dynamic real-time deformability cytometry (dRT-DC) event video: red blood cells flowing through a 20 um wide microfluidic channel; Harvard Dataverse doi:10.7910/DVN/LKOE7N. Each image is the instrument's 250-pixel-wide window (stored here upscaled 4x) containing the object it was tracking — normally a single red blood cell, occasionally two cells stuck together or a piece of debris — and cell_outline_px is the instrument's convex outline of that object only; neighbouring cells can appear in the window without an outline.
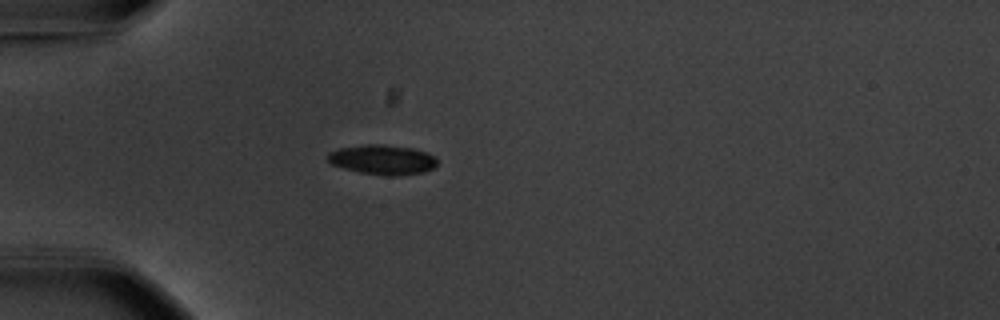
{"species": "common noctule bat (a hibernating species)", "species_latin": "Nyctalus noctula", "temperature_condition": "warm", "stored_images_in_passage": 40, "camera_frame_rate_fps": 3000, "um_per_image_px": 0.085, "animal": {"sex": "male", "body_mass_g": 20.1, "forearm_length_mm": 53.5}, "frame": {"image": 1, "passage_image": 1, "time_ms": 0.0, "image_size_px": [1000, 320], "cell_outline_px": [[436, 164], [432, 168], [424, 172], [396, 176], [388, 176], [360, 172], [344, 168], [332, 164], [328, 160], [328, 152], [340, 148], [368, 144], [380, 144], [412, 148], [428, 152], [436, 160]], "centroid_in_image_um": [32.51, 13.57], "position_along_channel_um": 52.5, "area_um2": 18.79}}
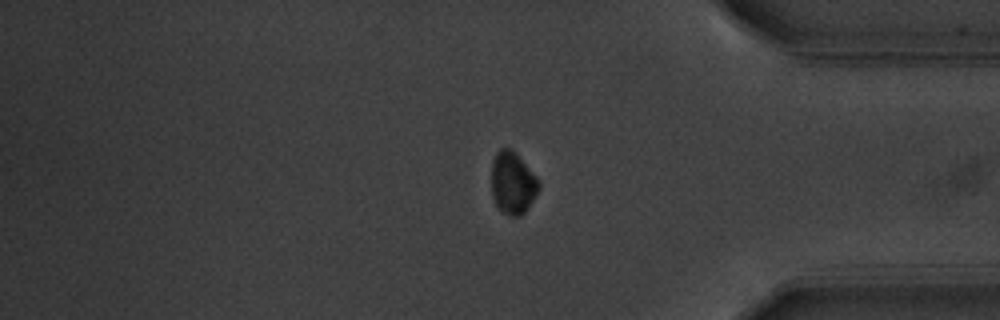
{"frame": {"image": 2, "passage_image": 31, "time_ms": 10.0, "image_size_px": [1000, 320], "cell_outline_px": [[540, 188], [524, 212], [520, 216], [508, 216], [496, 204], [492, 196], [492, 160], [496, 152], [500, 148], [508, 148], [540, 180]], "centroid_in_image_um": [43.56, 15.57], "position_along_channel_um": 391.6, "area_um2": 16.7}}
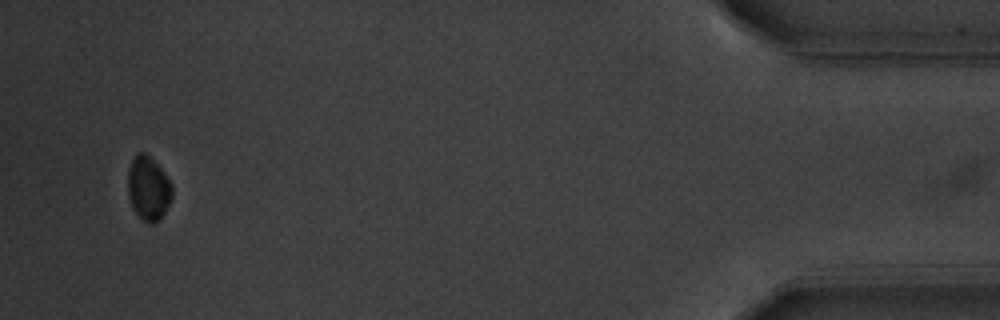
{"frame": {"image": 3, "passage_image": 38, "time_ms": 12.333, "image_size_px": [1000, 320], "cell_outline_px": [[172, 196], [160, 220], [152, 224], [144, 220], [132, 208], [128, 196], [128, 172], [132, 160], [136, 152], [144, 152], [164, 172], [172, 184]], "centroid_in_image_um": [12.6, 16.01], "position_along_channel_um": 422.6, "area_um2": 16.3}, "authors_computed_cell_mechanics": {"area_um2": 18.3226, "velocity_mm_per_s": 3.6829, "shape_relaxation_time_tau1_ms": 2.124, "shape_relaxation_time_tau2_ms": null, "deformation_change_tau1": 0.13, "deformation_change_tau2": null}}